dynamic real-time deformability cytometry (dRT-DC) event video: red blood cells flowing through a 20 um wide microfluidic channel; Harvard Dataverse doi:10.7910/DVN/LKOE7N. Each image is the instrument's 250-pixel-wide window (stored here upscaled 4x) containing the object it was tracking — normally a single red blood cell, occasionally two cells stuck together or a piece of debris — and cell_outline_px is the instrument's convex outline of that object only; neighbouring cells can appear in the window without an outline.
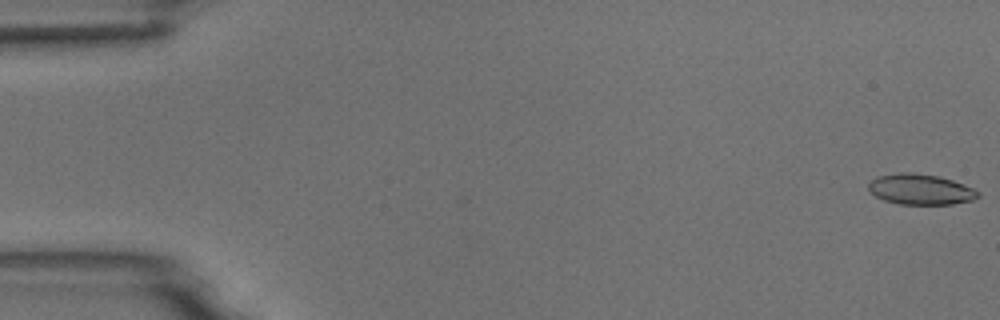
{"species": "common noctule bat (a hibernating species)", "species_latin": "Nyctalus noctula", "temperature_condition": "room temperature", "stored_images_in_passage": 6, "camera_frame_rate_fps": 3000, "um_per_image_px": 0.085, "animal": {"sex": "male", "body_mass_g": 18.8}, "frame": {"image": 1, "passage_image": 1, "time_ms": 0.0, "image_size_px": [1000, 320], "cell_outline_px": [[980, 196], [972, 200], [952, 204], [900, 204], [884, 200], [876, 196], [868, 188], [868, 184], [872, 180], [880, 176], [900, 172], [912, 172], [936, 176], [952, 180], [972, 188], [980, 192]], "centroid_in_image_um": [78.25, 16.1], "position_along_channel_um": 6.7, "area_um2": 19.25}}
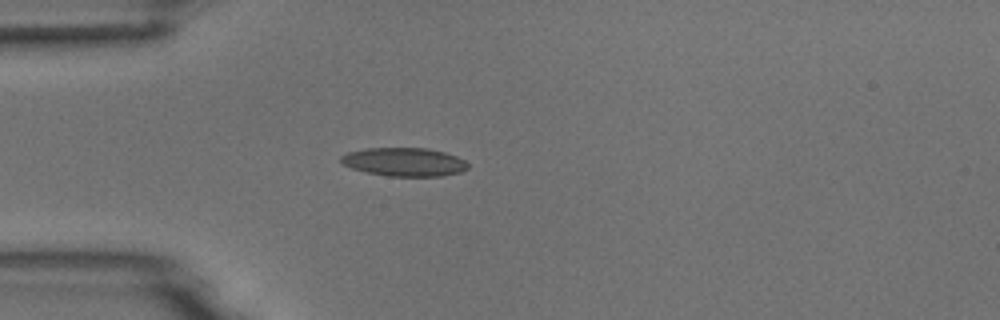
{"frame": {"image": 2, "passage_image": 5, "time_ms": 4.667, "image_size_px": [1000, 320], "cell_outline_px": [[468, 168], [460, 172], [440, 176], [388, 176], [368, 172], [352, 168], [344, 164], [340, 160], [340, 156], [348, 152], [364, 148], [428, 148], [444, 152], [456, 156], [464, 160], [468, 164]], "centroid_in_image_um": [34.36, 13.76], "position_along_channel_um": 50.6, "area_um2": 20.98}}